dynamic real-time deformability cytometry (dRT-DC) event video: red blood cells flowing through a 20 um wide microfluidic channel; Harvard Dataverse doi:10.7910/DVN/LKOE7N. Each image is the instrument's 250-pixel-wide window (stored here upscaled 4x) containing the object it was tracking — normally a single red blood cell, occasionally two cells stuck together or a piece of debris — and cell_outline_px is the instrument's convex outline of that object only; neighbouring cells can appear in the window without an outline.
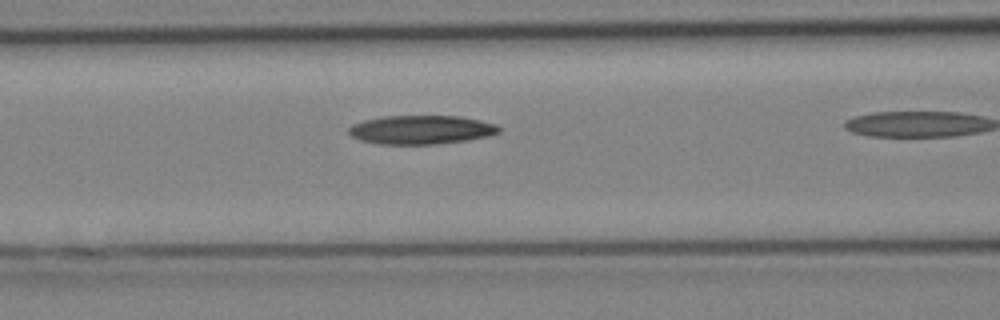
{"species": "Egyptian fruit bat (a non-hibernating species)", "species_latin": "Rousettus aegyptiacus", "temperature_condition": "cold", "stored_images_in_passage": 11, "camera_frame_rate_fps": 3000, "um_per_image_px": 0.085, "animal": {"sex": "female"}, "frame": {"image": 1, "passage_image": 4, "time_ms": 1.0, "image_size_px": [1000, 320], "cell_outline_px": [[500, 132], [488, 136], [468, 140], [436, 144], [376, 144], [360, 140], [352, 136], [348, 132], [348, 128], [352, 124], [364, 120], [384, 116], [460, 116], [480, 120], [496, 124], [500, 128]], "centroid_in_image_um": [35.79, 11.03], "position_along_channel_um": 130.8, "area_um2": 25.32}}